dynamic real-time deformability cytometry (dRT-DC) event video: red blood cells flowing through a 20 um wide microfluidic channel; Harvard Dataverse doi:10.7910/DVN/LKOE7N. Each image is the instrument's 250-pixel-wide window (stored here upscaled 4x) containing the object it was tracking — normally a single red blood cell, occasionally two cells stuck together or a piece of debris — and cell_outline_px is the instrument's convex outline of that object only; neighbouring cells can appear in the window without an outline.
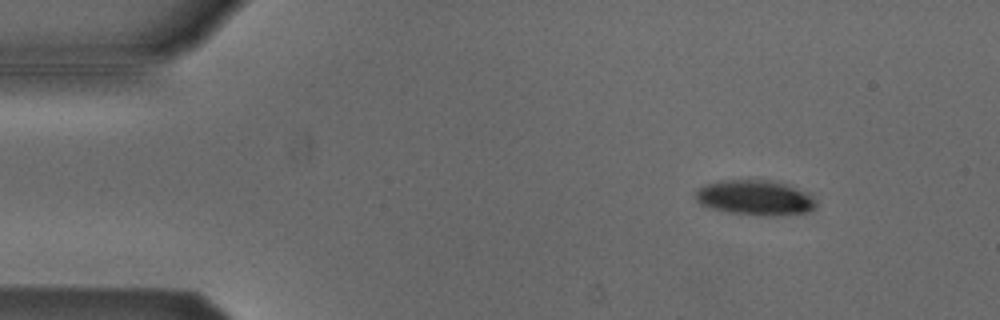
{"species": "Egyptian fruit bat (a non-hibernating species)", "species_latin": "Rousettus aegyptiacus", "temperature_condition": "cold", "stored_images_in_passage": 47, "camera_frame_rate_fps": 3000, "um_per_image_px": 0.085, "animal": {"sex": "male"}, "frame": {"image": 1, "passage_image": 7, "time_ms": 2.0, "image_size_px": [1000, 320], "cell_outline_px": [[816, 204], [808, 212], [772, 216], [760, 216], [728, 212], [708, 208], [700, 204], [692, 196], [696, 188], [704, 184], [720, 180], [776, 180], [788, 184], [816, 200]], "centroid_in_image_um": [64.07, 16.8], "position_along_channel_um": 20.9, "area_um2": 24.91}}
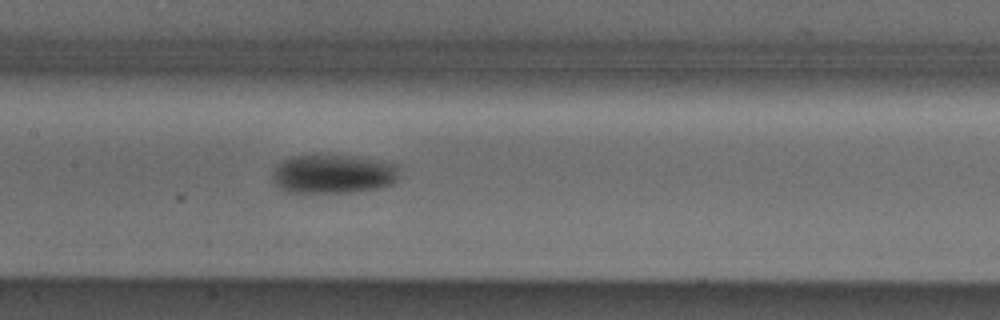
{"frame": {"image": 2, "passage_image": 26, "time_ms": 8.333, "image_size_px": [1000, 320], "cell_outline_px": [[400, 176], [392, 184], [380, 188], [356, 192], [304, 196], [288, 192], [280, 188], [276, 184], [272, 176], [272, 172], [280, 160], [292, 156], [356, 156], [400, 164]], "centroid_in_image_um": [28.33, 14.84], "position_along_channel_um": 179.1, "area_um2": 30.06}}
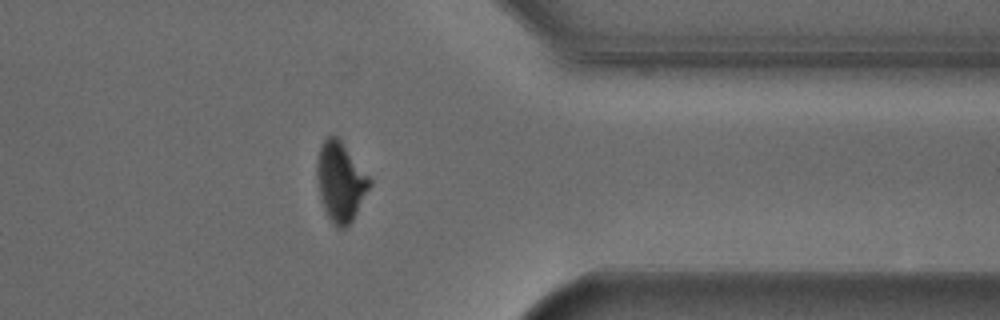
{"frame": {"image": 3, "passage_image": 43, "time_ms": 14.0, "image_size_px": [1000, 320], "cell_outline_px": [[372, 184], [352, 220], [344, 228], [336, 228], [328, 216], [324, 208], [320, 196], [316, 176], [316, 164], [320, 148], [324, 140], [328, 136], [336, 136], [340, 140], [372, 180]], "centroid_in_image_um": [28.94, 15.46], "position_along_channel_um": 382.5, "area_um2": 23.99}, "authors_computed_cell_mechanics": {"area_um2": 26.588, "velocity_mm_per_s": 3.8127, "shape_relaxation_time_tau1_ms": 2.6187, "shape_relaxation_time_tau2_ms": null, "deformation_change_tau1": 0.1235, "deformation_change_tau2": null}}